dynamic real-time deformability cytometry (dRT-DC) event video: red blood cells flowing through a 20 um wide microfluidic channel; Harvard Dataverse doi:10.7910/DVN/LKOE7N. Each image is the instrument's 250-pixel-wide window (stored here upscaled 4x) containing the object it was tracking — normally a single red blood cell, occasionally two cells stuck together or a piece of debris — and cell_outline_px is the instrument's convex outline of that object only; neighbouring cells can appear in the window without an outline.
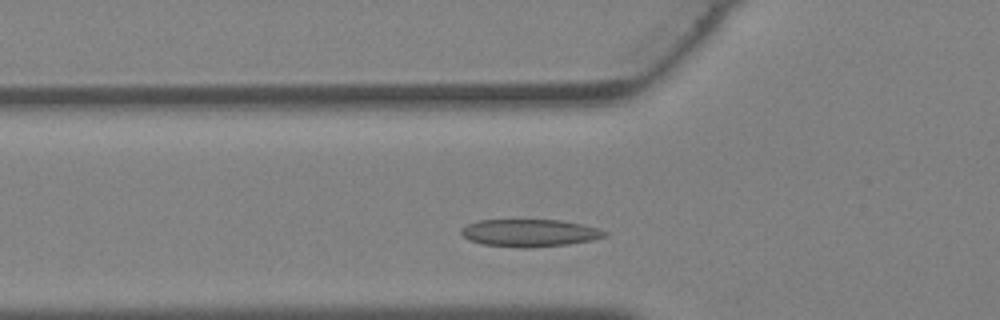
{"species": "Egyptian fruit bat (a non-hibernating species)", "species_latin": "Rousettus aegyptiacus", "temperature_condition": "warm", "stored_images_in_passage": 22, "camera_frame_rate_fps": 3000, "um_per_image_px": 0.085, "animal": {"sex": "female"}, "frame": {"image": 1, "passage_image": 5, "time_ms": 1.333, "image_size_px": [1000, 320], "cell_outline_px": [[608, 232], [604, 236], [592, 240], [568, 244], [524, 248], [484, 244], [468, 240], [460, 232], [460, 228], [468, 224], [480, 220], [560, 220], [600, 228]], "centroid_in_image_um": [45.01, 19.79], "position_along_channel_um": 80.8, "area_um2": 22.77}}
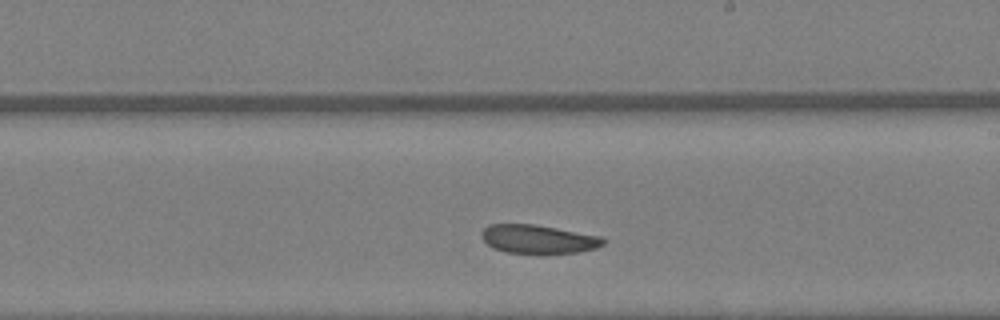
{"frame": {"image": 2, "passage_image": 14, "time_ms": 4.333, "image_size_px": [1000, 320], "cell_outline_px": [[608, 240], [604, 244], [596, 248], [580, 252], [508, 252], [492, 248], [480, 236], [480, 232], [488, 224], [532, 224], [556, 228], [600, 236]], "centroid_in_image_um": [45.74, 20.31], "position_along_channel_um": 243.3, "area_um2": 20.0}}
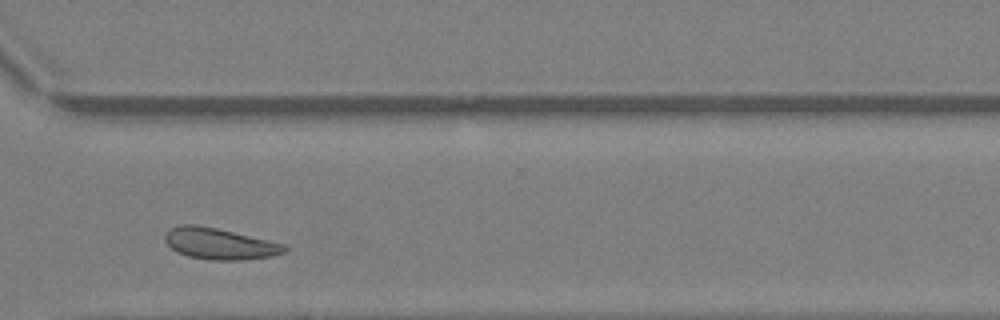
{"frame": {"image": 3, "passage_image": 20, "time_ms": 6.333, "image_size_px": [1000, 320], "cell_outline_px": [[288, 248], [284, 252], [272, 256], [240, 260], [208, 260], [188, 256], [172, 248], [164, 240], [164, 236], [168, 228], [180, 224], [196, 224], [216, 228], [284, 244]], "centroid_in_image_um": [18.62, 20.71], "position_along_channel_um": 352.0, "area_um2": 21.62}}